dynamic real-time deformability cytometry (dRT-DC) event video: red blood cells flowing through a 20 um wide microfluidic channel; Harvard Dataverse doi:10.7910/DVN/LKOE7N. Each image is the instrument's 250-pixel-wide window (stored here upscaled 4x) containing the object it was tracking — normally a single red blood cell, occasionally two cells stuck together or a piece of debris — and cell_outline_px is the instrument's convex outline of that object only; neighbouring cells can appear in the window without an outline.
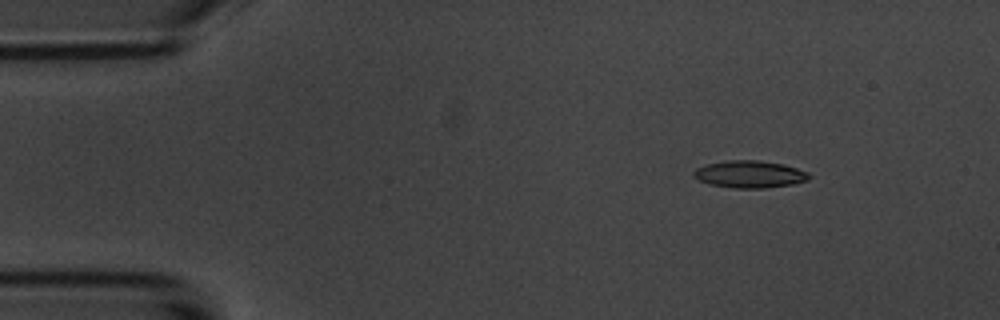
{"species": "common noctule bat (a hibernating species)", "species_latin": "Nyctalus noctula", "temperature_condition": "room temperature", "stored_images_in_passage": 7, "camera_frame_rate_fps": 3000, "um_per_image_px": 0.085, "animal": {"sex": "male", "body_mass_g": 20.1, "forearm_length_mm": 53.5}, "frame": {"image": 1, "passage_image": 2, "time_ms": 2.0, "image_size_px": [1000, 320], "cell_outline_px": [[812, 176], [808, 180], [792, 184], [764, 188], [732, 188], [708, 184], [692, 176], [692, 172], [696, 168], [708, 164], [728, 160], [760, 160], [784, 164], [808, 172]], "centroid_in_image_um": [63.72, 14.81], "position_along_channel_um": 21.3, "area_um2": 18.38}}
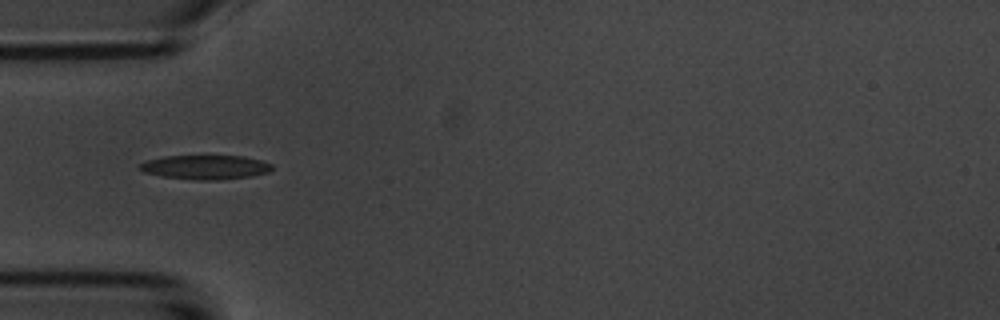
{"frame": {"image": 2, "passage_image": 5, "time_ms": 5.333, "image_size_px": [1000, 320], "cell_outline_px": [[272, 168], [268, 172], [252, 176], [220, 180], [196, 180], [164, 176], [144, 172], [140, 168], [140, 164], [144, 160], [164, 156], [244, 156], [260, 160], [272, 164]], "centroid_in_image_um": [17.47, 14.21], "position_along_channel_um": 67.5, "area_um2": 18.61}}
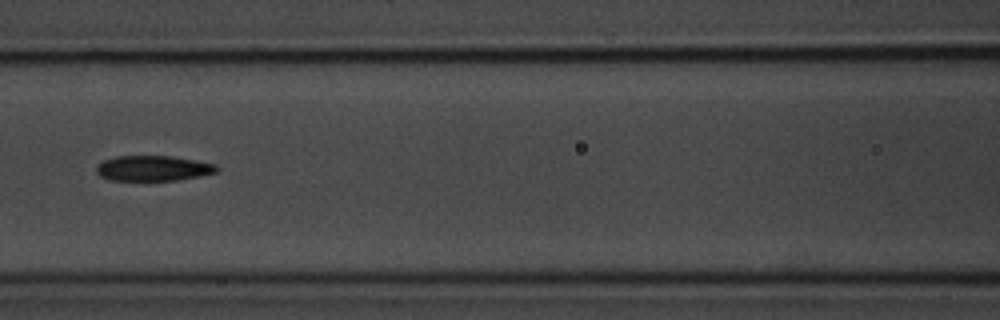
{"frame": {"image": 3, "passage_image": 7, "time_ms": 7.667, "image_size_px": [1000, 320], "cell_outline_px": [[220, 168], [216, 172], [200, 176], [176, 180], [108, 180], [100, 176], [96, 172], [96, 164], [104, 160], [116, 156], [172, 156], [196, 160], [216, 164]], "centroid_in_image_um": [13.01, 14.3], "position_along_channel_um": 153.6, "area_um2": 17.86}}